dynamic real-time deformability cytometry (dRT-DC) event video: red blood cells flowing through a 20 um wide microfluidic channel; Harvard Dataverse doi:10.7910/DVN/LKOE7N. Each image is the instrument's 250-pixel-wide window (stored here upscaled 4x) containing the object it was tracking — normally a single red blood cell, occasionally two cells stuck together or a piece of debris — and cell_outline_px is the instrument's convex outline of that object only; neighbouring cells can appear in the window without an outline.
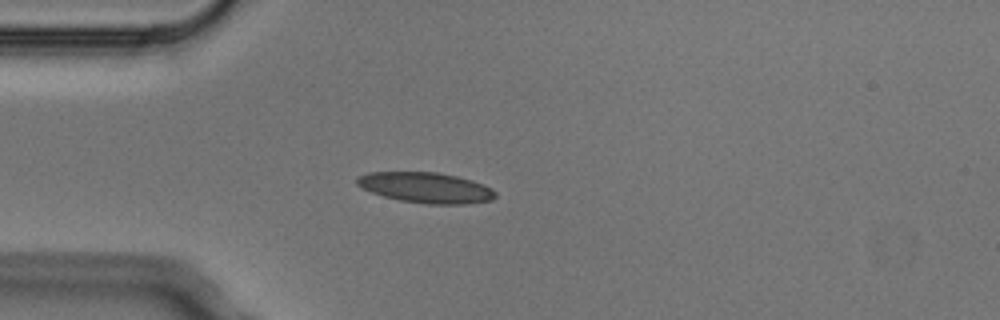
{"species": "Egyptian fruit bat (a non-hibernating species)", "species_latin": "Rousettus aegyptiacus", "temperature_condition": "cold", "stored_images_in_passage": 3, "camera_frame_rate_fps": 3000, "um_per_image_px": 0.085, "animal": {"sex": "male"}, "frame": {"image": 1, "passage_image": 2, "time_ms": 0.333, "image_size_px": [1000, 320], "cell_outline_px": [[496, 196], [492, 200], [464, 204], [424, 204], [400, 200], [384, 196], [360, 188], [356, 184], [356, 180], [360, 176], [368, 172], [436, 172], [456, 176], [472, 180], [484, 184], [492, 188], [496, 192]], "centroid_in_image_um": [36.21, 15.95], "position_along_channel_um": 48.8, "area_um2": 24.68}}